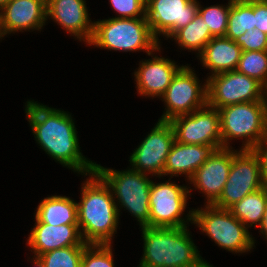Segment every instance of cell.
<instances>
[{
	"label": "cell",
	"instance_id": "obj_1",
	"mask_svg": "<svg viewBox=\"0 0 267 267\" xmlns=\"http://www.w3.org/2000/svg\"><path fill=\"white\" fill-rule=\"evenodd\" d=\"M25 113L35 140L54 160L74 172L88 175L95 172V162L80 152L75 123L70 114L28 100Z\"/></svg>",
	"mask_w": 267,
	"mask_h": 267
},
{
	"label": "cell",
	"instance_id": "obj_2",
	"mask_svg": "<svg viewBox=\"0 0 267 267\" xmlns=\"http://www.w3.org/2000/svg\"><path fill=\"white\" fill-rule=\"evenodd\" d=\"M82 184L77 203L78 228L87 244H111L117 232L119 215L109 186L96 173H90Z\"/></svg>",
	"mask_w": 267,
	"mask_h": 267
},
{
	"label": "cell",
	"instance_id": "obj_3",
	"mask_svg": "<svg viewBox=\"0 0 267 267\" xmlns=\"http://www.w3.org/2000/svg\"><path fill=\"white\" fill-rule=\"evenodd\" d=\"M143 257L138 267H204L187 227H141Z\"/></svg>",
	"mask_w": 267,
	"mask_h": 267
},
{
	"label": "cell",
	"instance_id": "obj_4",
	"mask_svg": "<svg viewBox=\"0 0 267 267\" xmlns=\"http://www.w3.org/2000/svg\"><path fill=\"white\" fill-rule=\"evenodd\" d=\"M89 46L124 52L160 51V42L152 34L146 18H109L94 22Z\"/></svg>",
	"mask_w": 267,
	"mask_h": 267
},
{
	"label": "cell",
	"instance_id": "obj_5",
	"mask_svg": "<svg viewBox=\"0 0 267 267\" xmlns=\"http://www.w3.org/2000/svg\"><path fill=\"white\" fill-rule=\"evenodd\" d=\"M95 172L109 186L114 199H117L118 214L125 208L140 223L141 227L149 226V193L152 180L149 174L141 173L134 169L114 170L95 164ZM120 205V206H119ZM119 206V207H118Z\"/></svg>",
	"mask_w": 267,
	"mask_h": 267
},
{
	"label": "cell",
	"instance_id": "obj_6",
	"mask_svg": "<svg viewBox=\"0 0 267 267\" xmlns=\"http://www.w3.org/2000/svg\"><path fill=\"white\" fill-rule=\"evenodd\" d=\"M222 147L233 138L245 139L243 148L253 149L267 137V104L264 100L229 105L218 109Z\"/></svg>",
	"mask_w": 267,
	"mask_h": 267
},
{
	"label": "cell",
	"instance_id": "obj_7",
	"mask_svg": "<svg viewBox=\"0 0 267 267\" xmlns=\"http://www.w3.org/2000/svg\"><path fill=\"white\" fill-rule=\"evenodd\" d=\"M192 223L218 247L232 253H245L255 246V240L248 228L233 216L229 209L206 204L204 208L192 210Z\"/></svg>",
	"mask_w": 267,
	"mask_h": 267
},
{
	"label": "cell",
	"instance_id": "obj_8",
	"mask_svg": "<svg viewBox=\"0 0 267 267\" xmlns=\"http://www.w3.org/2000/svg\"><path fill=\"white\" fill-rule=\"evenodd\" d=\"M169 181L155 183L152 181L149 193V226L163 228L187 227L192 222V210L185 221L182 218L187 206V196L192 189ZM188 222V224H187Z\"/></svg>",
	"mask_w": 267,
	"mask_h": 267
},
{
	"label": "cell",
	"instance_id": "obj_9",
	"mask_svg": "<svg viewBox=\"0 0 267 267\" xmlns=\"http://www.w3.org/2000/svg\"><path fill=\"white\" fill-rule=\"evenodd\" d=\"M263 188L261 167L258 157L252 149L232 150V164L228 179L216 207L229 209L246 195Z\"/></svg>",
	"mask_w": 267,
	"mask_h": 267
},
{
	"label": "cell",
	"instance_id": "obj_10",
	"mask_svg": "<svg viewBox=\"0 0 267 267\" xmlns=\"http://www.w3.org/2000/svg\"><path fill=\"white\" fill-rule=\"evenodd\" d=\"M199 82L194 70L188 65H182L161 96L166 112L159 120L169 122L177 116L190 114L207 105V79L202 86Z\"/></svg>",
	"mask_w": 267,
	"mask_h": 267
},
{
	"label": "cell",
	"instance_id": "obj_11",
	"mask_svg": "<svg viewBox=\"0 0 267 267\" xmlns=\"http://www.w3.org/2000/svg\"><path fill=\"white\" fill-rule=\"evenodd\" d=\"M207 104L217 110L229 105L264 100L263 85L237 70L207 78Z\"/></svg>",
	"mask_w": 267,
	"mask_h": 267
},
{
	"label": "cell",
	"instance_id": "obj_12",
	"mask_svg": "<svg viewBox=\"0 0 267 267\" xmlns=\"http://www.w3.org/2000/svg\"><path fill=\"white\" fill-rule=\"evenodd\" d=\"M174 142L175 133L172 124L158 120L155 127L131 154L129 160L131 169L162 177L167 156Z\"/></svg>",
	"mask_w": 267,
	"mask_h": 267
},
{
	"label": "cell",
	"instance_id": "obj_13",
	"mask_svg": "<svg viewBox=\"0 0 267 267\" xmlns=\"http://www.w3.org/2000/svg\"><path fill=\"white\" fill-rule=\"evenodd\" d=\"M169 122L174 129L175 140L180 143L222 145L219 112L208 104Z\"/></svg>",
	"mask_w": 267,
	"mask_h": 267
},
{
	"label": "cell",
	"instance_id": "obj_14",
	"mask_svg": "<svg viewBox=\"0 0 267 267\" xmlns=\"http://www.w3.org/2000/svg\"><path fill=\"white\" fill-rule=\"evenodd\" d=\"M197 0H146L145 17L152 34L170 38L185 27L198 13Z\"/></svg>",
	"mask_w": 267,
	"mask_h": 267
},
{
	"label": "cell",
	"instance_id": "obj_15",
	"mask_svg": "<svg viewBox=\"0 0 267 267\" xmlns=\"http://www.w3.org/2000/svg\"><path fill=\"white\" fill-rule=\"evenodd\" d=\"M46 20V0H9L0 7V38L12 32L40 30Z\"/></svg>",
	"mask_w": 267,
	"mask_h": 267
},
{
	"label": "cell",
	"instance_id": "obj_16",
	"mask_svg": "<svg viewBox=\"0 0 267 267\" xmlns=\"http://www.w3.org/2000/svg\"><path fill=\"white\" fill-rule=\"evenodd\" d=\"M232 164V147H222L195 171L190 184L206 196L207 205H213L221 196Z\"/></svg>",
	"mask_w": 267,
	"mask_h": 267
},
{
	"label": "cell",
	"instance_id": "obj_17",
	"mask_svg": "<svg viewBox=\"0 0 267 267\" xmlns=\"http://www.w3.org/2000/svg\"><path fill=\"white\" fill-rule=\"evenodd\" d=\"M85 0H46L47 19L59 24L69 34L88 44L94 23L90 20Z\"/></svg>",
	"mask_w": 267,
	"mask_h": 267
},
{
	"label": "cell",
	"instance_id": "obj_18",
	"mask_svg": "<svg viewBox=\"0 0 267 267\" xmlns=\"http://www.w3.org/2000/svg\"><path fill=\"white\" fill-rule=\"evenodd\" d=\"M35 219L36 225L26 242L32 248L30 251L35 254L34 258L55 249L89 245L83 241L78 224L53 226L40 222L36 217Z\"/></svg>",
	"mask_w": 267,
	"mask_h": 267
},
{
	"label": "cell",
	"instance_id": "obj_19",
	"mask_svg": "<svg viewBox=\"0 0 267 267\" xmlns=\"http://www.w3.org/2000/svg\"><path fill=\"white\" fill-rule=\"evenodd\" d=\"M139 63L138 70L134 72L137 92L148 97L160 98L181 68L170 59L158 56Z\"/></svg>",
	"mask_w": 267,
	"mask_h": 267
},
{
	"label": "cell",
	"instance_id": "obj_20",
	"mask_svg": "<svg viewBox=\"0 0 267 267\" xmlns=\"http://www.w3.org/2000/svg\"><path fill=\"white\" fill-rule=\"evenodd\" d=\"M222 145L183 144L175 140L167 156L163 175L185 174L189 181L195 171L209 159Z\"/></svg>",
	"mask_w": 267,
	"mask_h": 267
},
{
	"label": "cell",
	"instance_id": "obj_21",
	"mask_svg": "<svg viewBox=\"0 0 267 267\" xmlns=\"http://www.w3.org/2000/svg\"><path fill=\"white\" fill-rule=\"evenodd\" d=\"M241 53V47L230 38L213 37L198 55V59L214 75L236 70Z\"/></svg>",
	"mask_w": 267,
	"mask_h": 267
},
{
	"label": "cell",
	"instance_id": "obj_22",
	"mask_svg": "<svg viewBox=\"0 0 267 267\" xmlns=\"http://www.w3.org/2000/svg\"><path fill=\"white\" fill-rule=\"evenodd\" d=\"M35 217L53 226L78 224L77 203L67 196L52 195L39 203Z\"/></svg>",
	"mask_w": 267,
	"mask_h": 267
},
{
	"label": "cell",
	"instance_id": "obj_23",
	"mask_svg": "<svg viewBox=\"0 0 267 267\" xmlns=\"http://www.w3.org/2000/svg\"><path fill=\"white\" fill-rule=\"evenodd\" d=\"M266 204L267 189L261 188L232 205L229 211L247 228L253 226L258 228L261 224Z\"/></svg>",
	"mask_w": 267,
	"mask_h": 267
},
{
	"label": "cell",
	"instance_id": "obj_24",
	"mask_svg": "<svg viewBox=\"0 0 267 267\" xmlns=\"http://www.w3.org/2000/svg\"><path fill=\"white\" fill-rule=\"evenodd\" d=\"M170 38L177 41L183 49L198 51L199 55L213 36L209 27L197 13L191 22L178 29Z\"/></svg>",
	"mask_w": 267,
	"mask_h": 267
},
{
	"label": "cell",
	"instance_id": "obj_25",
	"mask_svg": "<svg viewBox=\"0 0 267 267\" xmlns=\"http://www.w3.org/2000/svg\"><path fill=\"white\" fill-rule=\"evenodd\" d=\"M250 29H255L254 0H231L225 37L234 41Z\"/></svg>",
	"mask_w": 267,
	"mask_h": 267
},
{
	"label": "cell",
	"instance_id": "obj_26",
	"mask_svg": "<svg viewBox=\"0 0 267 267\" xmlns=\"http://www.w3.org/2000/svg\"><path fill=\"white\" fill-rule=\"evenodd\" d=\"M236 70L264 85L267 81V50L242 51Z\"/></svg>",
	"mask_w": 267,
	"mask_h": 267
},
{
	"label": "cell",
	"instance_id": "obj_27",
	"mask_svg": "<svg viewBox=\"0 0 267 267\" xmlns=\"http://www.w3.org/2000/svg\"><path fill=\"white\" fill-rule=\"evenodd\" d=\"M87 246H69L55 249L38 258L44 267H81L82 254Z\"/></svg>",
	"mask_w": 267,
	"mask_h": 267
},
{
	"label": "cell",
	"instance_id": "obj_28",
	"mask_svg": "<svg viewBox=\"0 0 267 267\" xmlns=\"http://www.w3.org/2000/svg\"><path fill=\"white\" fill-rule=\"evenodd\" d=\"M231 0L228 5H211L209 7H201L199 3L198 14L203 19L206 26L209 27L213 37H224L227 32L228 16L230 13Z\"/></svg>",
	"mask_w": 267,
	"mask_h": 267
},
{
	"label": "cell",
	"instance_id": "obj_29",
	"mask_svg": "<svg viewBox=\"0 0 267 267\" xmlns=\"http://www.w3.org/2000/svg\"><path fill=\"white\" fill-rule=\"evenodd\" d=\"M111 244H89L82 254L81 267H114Z\"/></svg>",
	"mask_w": 267,
	"mask_h": 267
},
{
	"label": "cell",
	"instance_id": "obj_30",
	"mask_svg": "<svg viewBox=\"0 0 267 267\" xmlns=\"http://www.w3.org/2000/svg\"><path fill=\"white\" fill-rule=\"evenodd\" d=\"M110 5L119 15L115 18H146V0H110Z\"/></svg>",
	"mask_w": 267,
	"mask_h": 267
},
{
	"label": "cell",
	"instance_id": "obj_31",
	"mask_svg": "<svg viewBox=\"0 0 267 267\" xmlns=\"http://www.w3.org/2000/svg\"><path fill=\"white\" fill-rule=\"evenodd\" d=\"M234 41L241 47L242 51L267 50V34L261 30L250 29Z\"/></svg>",
	"mask_w": 267,
	"mask_h": 267
},
{
	"label": "cell",
	"instance_id": "obj_32",
	"mask_svg": "<svg viewBox=\"0 0 267 267\" xmlns=\"http://www.w3.org/2000/svg\"><path fill=\"white\" fill-rule=\"evenodd\" d=\"M254 25L267 34V0H254Z\"/></svg>",
	"mask_w": 267,
	"mask_h": 267
},
{
	"label": "cell",
	"instance_id": "obj_33",
	"mask_svg": "<svg viewBox=\"0 0 267 267\" xmlns=\"http://www.w3.org/2000/svg\"><path fill=\"white\" fill-rule=\"evenodd\" d=\"M252 150L254 151L260 162L263 188L267 189V137H265Z\"/></svg>",
	"mask_w": 267,
	"mask_h": 267
},
{
	"label": "cell",
	"instance_id": "obj_34",
	"mask_svg": "<svg viewBox=\"0 0 267 267\" xmlns=\"http://www.w3.org/2000/svg\"><path fill=\"white\" fill-rule=\"evenodd\" d=\"M258 228H260V233H262L264 238L267 240V204L265 207L261 224L258 226Z\"/></svg>",
	"mask_w": 267,
	"mask_h": 267
},
{
	"label": "cell",
	"instance_id": "obj_35",
	"mask_svg": "<svg viewBox=\"0 0 267 267\" xmlns=\"http://www.w3.org/2000/svg\"><path fill=\"white\" fill-rule=\"evenodd\" d=\"M33 261L35 267H44V264L40 261L39 258L35 257V259L33 258Z\"/></svg>",
	"mask_w": 267,
	"mask_h": 267
},
{
	"label": "cell",
	"instance_id": "obj_36",
	"mask_svg": "<svg viewBox=\"0 0 267 267\" xmlns=\"http://www.w3.org/2000/svg\"><path fill=\"white\" fill-rule=\"evenodd\" d=\"M263 98H264L265 103L267 104V81L263 85Z\"/></svg>",
	"mask_w": 267,
	"mask_h": 267
},
{
	"label": "cell",
	"instance_id": "obj_37",
	"mask_svg": "<svg viewBox=\"0 0 267 267\" xmlns=\"http://www.w3.org/2000/svg\"><path fill=\"white\" fill-rule=\"evenodd\" d=\"M9 0H0V7L2 6V5H4L5 3H7Z\"/></svg>",
	"mask_w": 267,
	"mask_h": 267
},
{
	"label": "cell",
	"instance_id": "obj_38",
	"mask_svg": "<svg viewBox=\"0 0 267 267\" xmlns=\"http://www.w3.org/2000/svg\"><path fill=\"white\" fill-rule=\"evenodd\" d=\"M204 267H213V266L210 264H206Z\"/></svg>",
	"mask_w": 267,
	"mask_h": 267
}]
</instances>
